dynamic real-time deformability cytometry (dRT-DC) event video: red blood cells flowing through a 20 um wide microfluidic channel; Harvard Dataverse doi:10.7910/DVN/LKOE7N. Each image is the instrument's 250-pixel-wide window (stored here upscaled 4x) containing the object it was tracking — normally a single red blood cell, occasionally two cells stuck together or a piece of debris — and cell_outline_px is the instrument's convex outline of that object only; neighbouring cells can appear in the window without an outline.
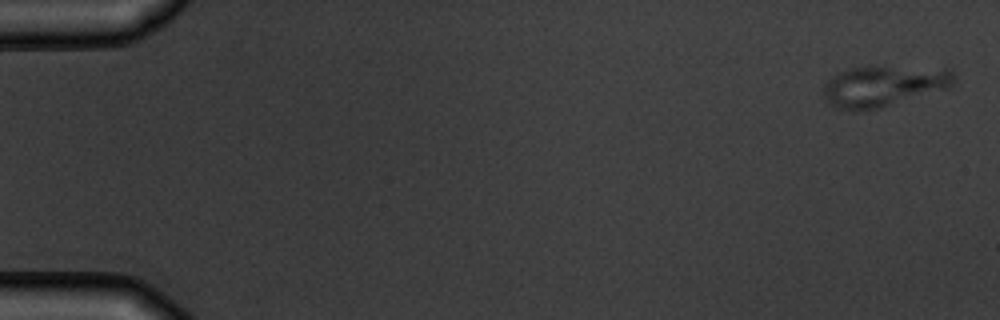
{"species": "common noctule bat (a hibernating species)", "species_latin": "Nyctalus noctula", "temperature_condition": "warm", "stored_images_in_passage": 6, "camera_frame_rate_fps": 3000, "um_per_image_px": 0.085, "animal": {"sex": "male", "body_mass_g": 19.5, "forearm_length_mm": 54.6}, "frame": {"image": 1, "passage_image": 1, "time_ms": 0.0, "image_size_px": [1000, 320], "cell_outline_px": [[952, 84], [948, 88], [880, 108], [840, 108], [824, 100], [824, 84], [832, 76], [840, 72], [852, 68], [868, 64], [948, 68], [952, 72]], "centroid_in_image_um": [75.13, 7.24], "position_along_channel_um": 9.9, "area_um2": 31.1}}
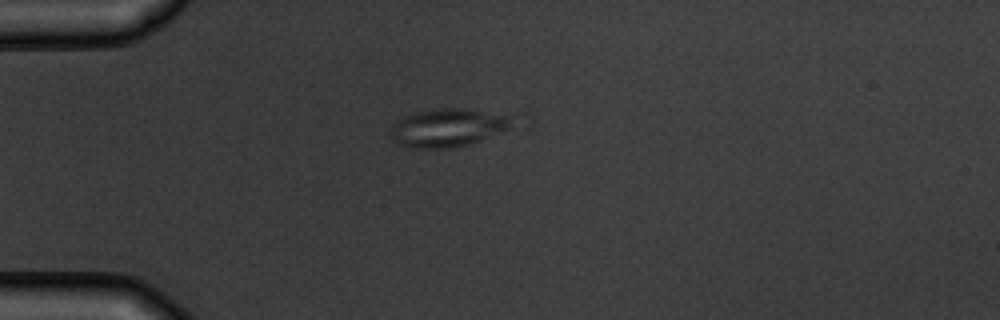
{"frame": {"image": 2, "passage_image": 4, "time_ms": 4.333, "image_size_px": [1000, 320], "cell_outline_px": [[508, 128], [468, 144], [452, 148], [412, 148], [400, 144], [392, 136], [392, 124], [404, 116], [416, 112], [432, 108], [464, 108], [508, 116]], "centroid_in_image_um": [37.96, 10.84], "position_along_channel_um": 47.0, "area_um2": 26.13}}
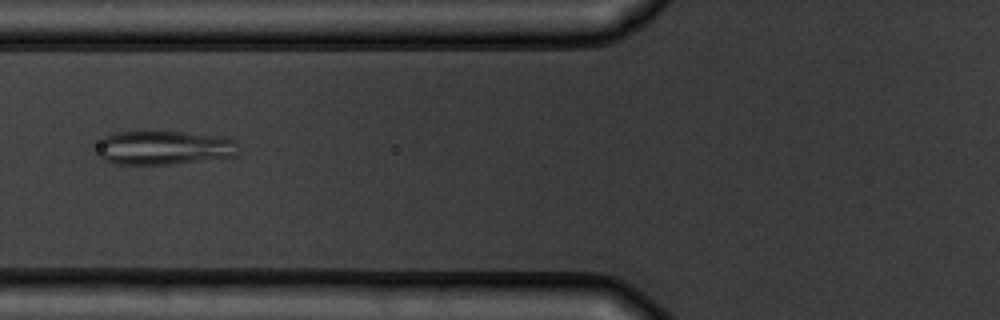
{"frame": {"image": 3, "passage_image": 6, "time_ms": 6.667, "image_size_px": [1000, 320], "cell_outline_px": [[236, 156], [168, 164], [112, 164], [104, 160], [100, 156], [100, 140], [104, 136], [120, 132], [180, 132], [236, 140]], "centroid_in_image_um": [13.89, 12.57], "position_along_channel_um": 111.9, "area_um2": 27.17}}